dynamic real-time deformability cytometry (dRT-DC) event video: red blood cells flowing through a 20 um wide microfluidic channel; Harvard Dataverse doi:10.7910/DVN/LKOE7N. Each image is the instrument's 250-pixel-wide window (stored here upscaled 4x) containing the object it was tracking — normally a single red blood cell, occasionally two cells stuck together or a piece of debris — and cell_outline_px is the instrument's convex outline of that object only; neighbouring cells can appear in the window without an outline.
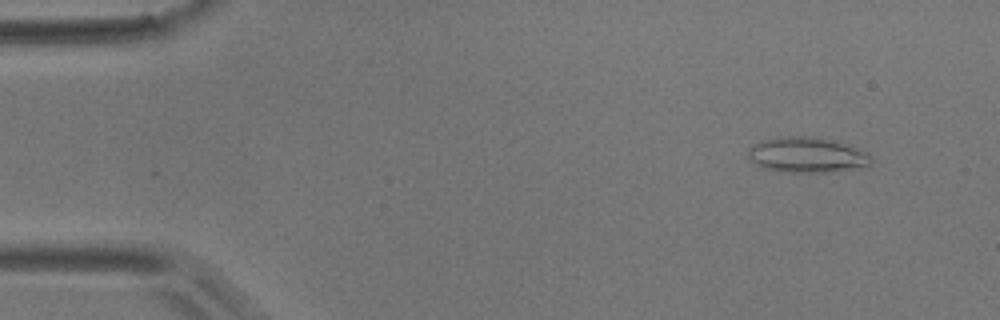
{"species": "common noctule bat (a hibernating species)", "species_latin": "Nyctalus noctula", "temperature_condition": "room temperature", "stored_images_in_passage": 50, "camera_frame_rate_fps": 3000, "um_per_image_px": 0.085, "animal": {"sex": "male", "body_mass_g": 17.9}, "frame": {"image": 1, "passage_image": 1, "time_ms": 0.0, "image_size_px": [1000, 320], "cell_outline_px": [[872, 160], [868, 164], [856, 168], [824, 172], [788, 172], [760, 168], [748, 156], [748, 148], [752, 144], [764, 140], [788, 136], [816, 136], [836, 140], [848, 144], [868, 152], [872, 156]], "centroid_in_image_um": [68.6, 13.15], "position_along_channel_um": 16.4, "area_um2": 25.49}}
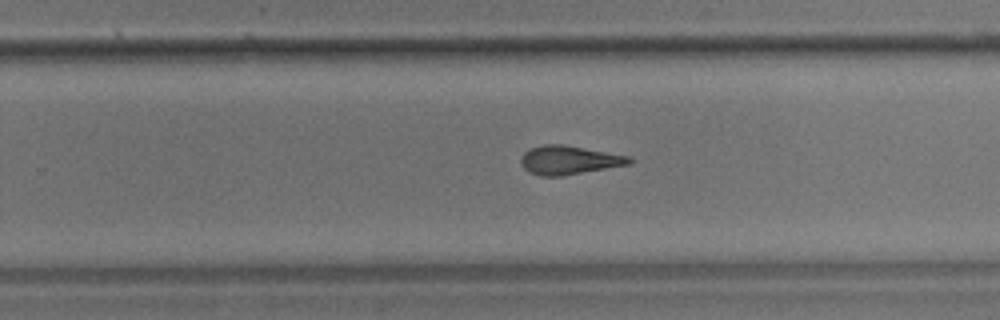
{"frame": {"image": 2, "passage_image": 30, "time_ms": 9.667, "image_size_px": [1000, 320], "cell_outline_px": [[632, 164], [564, 176], [540, 176], [528, 172], [520, 164], [520, 156], [524, 152], [532, 148], [544, 144], [564, 144], [628, 156], [632, 160]], "centroid_in_image_um": [48.34, 13.62], "position_along_channel_um": 281.5, "area_um2": 18.32}}
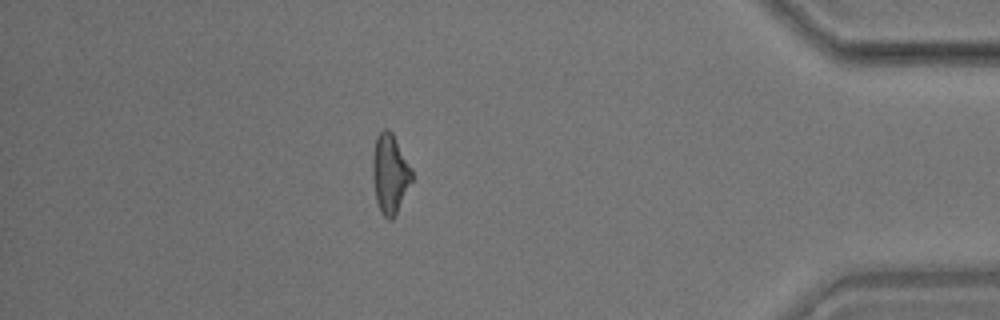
{"frame": {"image": 3, "passage_image": 43, "time_ms": 14.0, "image_size_px": [1000, 320], "cell_outline_px": [[412, 180], [392, 220], [388, 220], [380, 212], [376, 200], [372, 180], [372, 156], [376, 136], [384, 128], [388, 128], [392, 132], [412, 168]], "centroid_in_image_um": [33.12, 14.74], "position_along_channel_um": 402.1, "area_um2": 18.21}, "authors_computed_cell_mechanics": {"area_um2": 18.3226, "velocity_mm_per_s": 3.722, "shape_relaxation_time_tau1_ms": null, "shape_relaxation_time_tau2_ms": 2.6496, "deformation_change_tau1": null, "deformation_change_tau2": 0.1242}}